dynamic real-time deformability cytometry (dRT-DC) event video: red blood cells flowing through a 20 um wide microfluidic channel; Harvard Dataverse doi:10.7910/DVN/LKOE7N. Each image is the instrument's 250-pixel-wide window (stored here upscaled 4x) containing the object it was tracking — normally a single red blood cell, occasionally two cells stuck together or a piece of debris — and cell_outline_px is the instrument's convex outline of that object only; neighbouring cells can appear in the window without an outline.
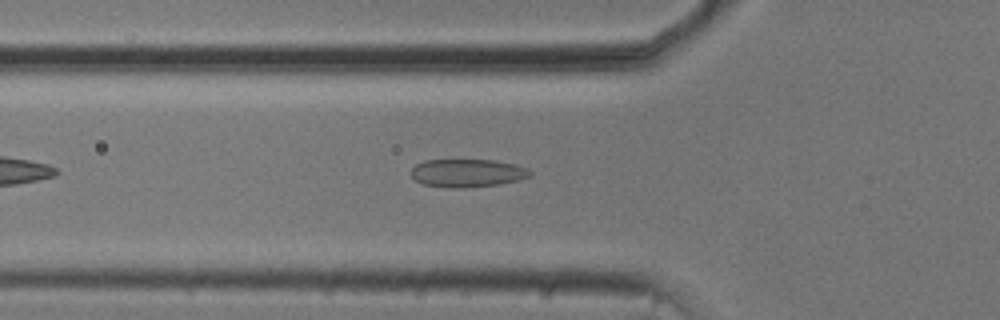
{"species": "common noctule bat (a hibernating species)", "species_latin": "Nyctalus noctula", "temperature_condition": "cold", "stored_images_in_passage": 43, "camera_frame_rate_fps": 3000, "um_per_image_px": 0.085, "animal": {"sex": "male", "body_mass_g": 20.5, "forearm_length_mm": 52.5}, "frame": {"image": 1, "passage_image": 8, "time_ms": 2.333, "image_size_px": [1000, 320], "cell_outline_px": [[532, 176], [516, 180], [496, 184], [464, 188], [452, 188], [424, 184], [416, 180], [412, 176], [412, 168], [416, 164], [424, 160], [492, 160], [516, 164], [528, 168], [532, 172]], "centroid_in_image_um": [39.74, 14.7], "position_along_channel_um": 86.1, "area_um2": 19.31}}
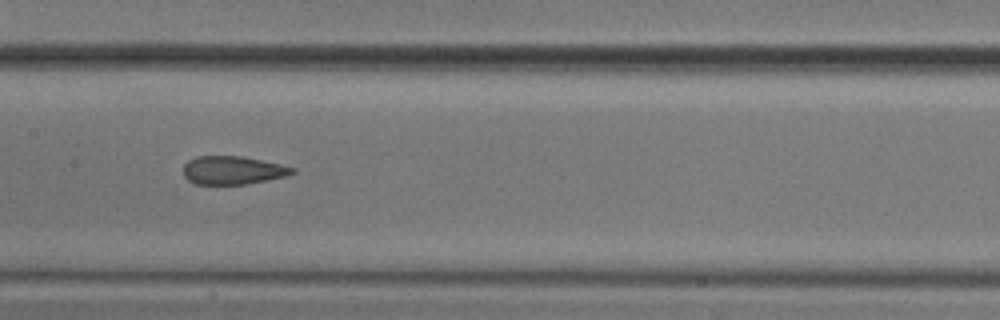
{"frame": {"image": 2, "passage_image": 16, "time_ms": 5.0, "image_size_px": [1000, 320], "cell_outline_px": [[296, 172], [284, 176], [244, 184], [196, 184], [188, 180], [184, 176], [184, 164], [188, 160], [196, 156], [240, 156], [280, 164], [296, 168]], "centroid_in_image_um": [19.75, 14.46], "position_along_channel_um": 187.7, "area_um2": 17.74}}
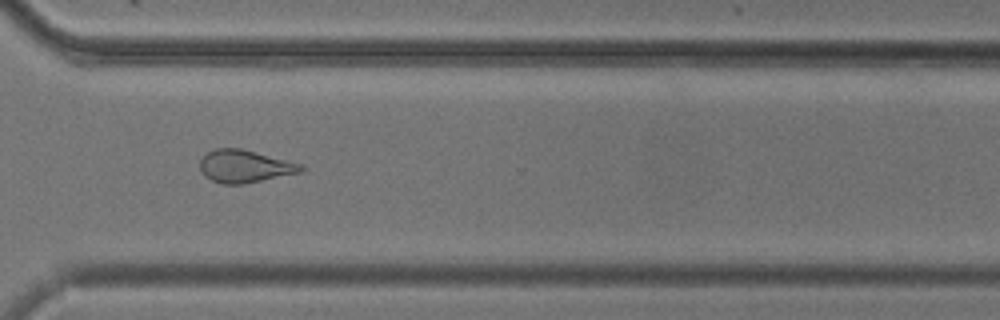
{"frame": {"image": 3, "passage_image": 29, "time_ms": 9.333, "image_size_px": [1000, 320], "cell_outline_px": [[304, 168], [300, 172], [244, 184], [224, 184], [212, 180], [204, 176], [200, 168], [200, 160], [208, 152], [216, 148], [240, 148], [304, 164]], "centroid_in_image_um": [20.8, 14.13], "position_along_channel_um": 349.8, "area_um2": 19.07}, "authors_computed_cell_mechanics": {"area_um2": 19.363, "velocity_mm_per_s": 3.7568, "shape_relaxation_time_tau1_ms": null, "shape_relaxation_time_tau2_ms": 1.6933, "deformation_change_tau1": null, "deformation_change_tau2": 0.1}}